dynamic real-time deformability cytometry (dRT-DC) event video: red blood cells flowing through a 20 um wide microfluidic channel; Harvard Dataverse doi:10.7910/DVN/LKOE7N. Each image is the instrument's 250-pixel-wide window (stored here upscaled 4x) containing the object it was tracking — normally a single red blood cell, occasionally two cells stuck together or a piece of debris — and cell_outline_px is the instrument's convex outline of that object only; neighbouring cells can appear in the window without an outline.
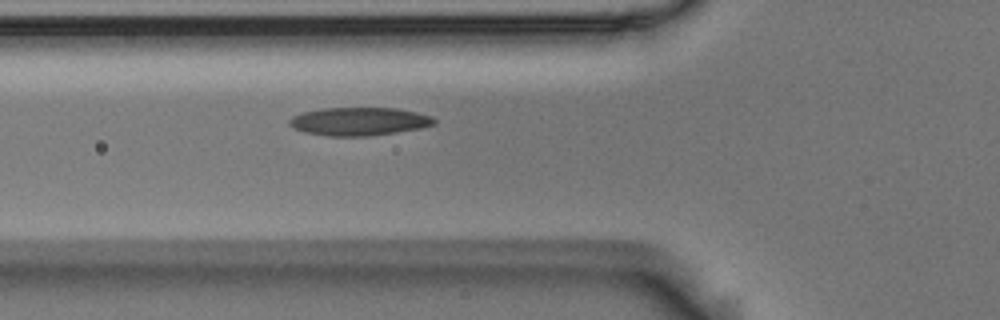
{"species": "Egyptian fruit bat (a non-hibernating species)", "species_latin": "Rousettus aegyptiacus", "temperature_condition": "room temperature", "stored_images_in_passage": 5, "camera_frame_rate_fps": 3000, "um_per_image_px": 0.085, "animal": {"sex": "male"}, "frame": {"image": 1, "passage_image": 5, "time_ms": 1.333, "image_size_px": [1000, 320], "cell_outline_px": [[436, 124], [420, 128], [396, 132], [368, 136], [328, 136], [304, 132], [292, 128], [288, 124], [288, 120], [292, 116], [304, 112], [320, 108], [396, 108], [416, 112], [432, 116], [436, 120]], "centroid_in_image_um": [30.5, 10.32], "position_along_channel_um": 95.3, "area_um2": 23.87}}